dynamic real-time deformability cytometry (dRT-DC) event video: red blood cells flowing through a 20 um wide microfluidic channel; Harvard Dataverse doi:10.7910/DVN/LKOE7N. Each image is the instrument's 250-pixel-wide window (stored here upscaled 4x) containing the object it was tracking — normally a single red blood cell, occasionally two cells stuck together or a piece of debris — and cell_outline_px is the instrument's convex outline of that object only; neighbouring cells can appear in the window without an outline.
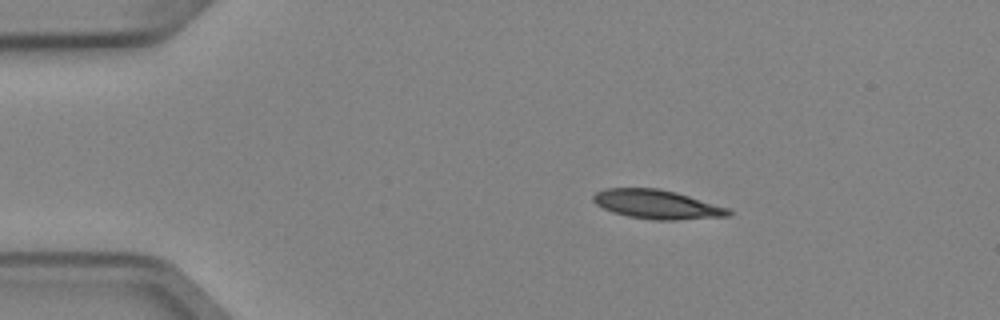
{"species": "Egyptian fruit bat (a non-hibernating species)", "species_latin": "Rousettus aegyptiacus", "temperature_condition": "cold", "stored_images_in_passage": 7, "camera_frame_rate_fps": 3000, "um_per_image_px": 0.085, "animal": {"sex": "female"}, "frame": {"image": 1, "passage_image": 2, "time_ms": 0.333, "image_size_px": [1000, 320], "cell_outline_px": [[732, 216], [676, 220], [652, 220], [628, 216], [612, 212], [596, 204], [592, 200], [592, 196], [596, 192], [604, 188], [656, 188], [676, 192], [728, 208], [732, 212]], "centroid_in_image_um": [55.83, 17.37], "position_along_channel_um": 29.2, "area_um2": 22.89}}
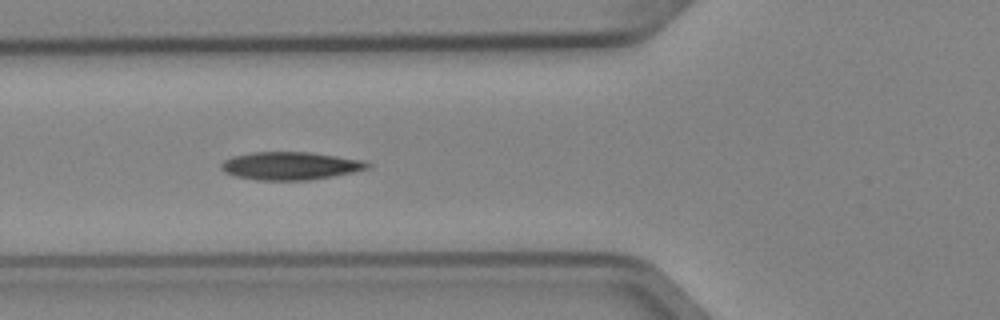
{"frame": {"image": 2, "passage_image": 5, "time_ms": 1.333, "image_size_px": [1000, 320], "cell_outline_px": [[372, 164], [368, 168], [352, 172], [332, 176], [308, 180], [260, 180], [236, 176], [224, 172], [220, 168], [220, 164], [224, 160], [232, 156], [252, 152], [308, 152], [360, 160]], "centroid_in_image_um": [24.62, 14.09], "position_along_channel_um": 101.2, "area_um2": 23.52}}
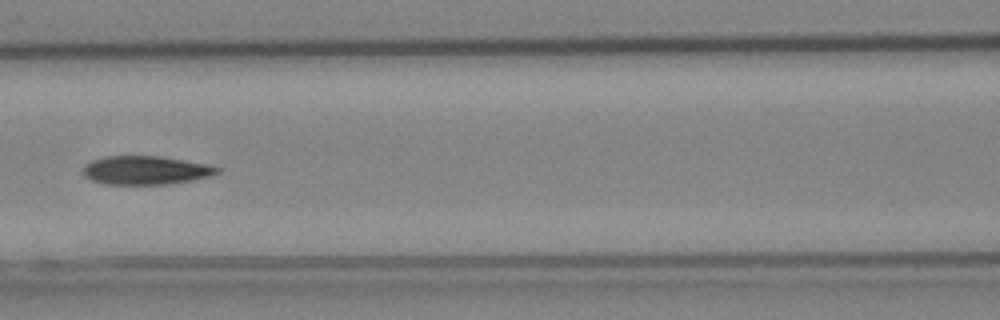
{"frame": {"image": 3, "passage_image": 6, "time_ms": 1.667, "image_size_px": [1000, 320], "cell_outline_px": [[220, 172], [212, 176], [192, 180], [168, 184], [104, 184], [92, 180], [84, 176], [84, 164], [92, 160], [104, 156], [160, 156], [212, 164], [220, 168]], "centroid_in_image_um": [12.43, 14.46], "position_along_channel_um": 154.2, "area_um2": 22.6}}